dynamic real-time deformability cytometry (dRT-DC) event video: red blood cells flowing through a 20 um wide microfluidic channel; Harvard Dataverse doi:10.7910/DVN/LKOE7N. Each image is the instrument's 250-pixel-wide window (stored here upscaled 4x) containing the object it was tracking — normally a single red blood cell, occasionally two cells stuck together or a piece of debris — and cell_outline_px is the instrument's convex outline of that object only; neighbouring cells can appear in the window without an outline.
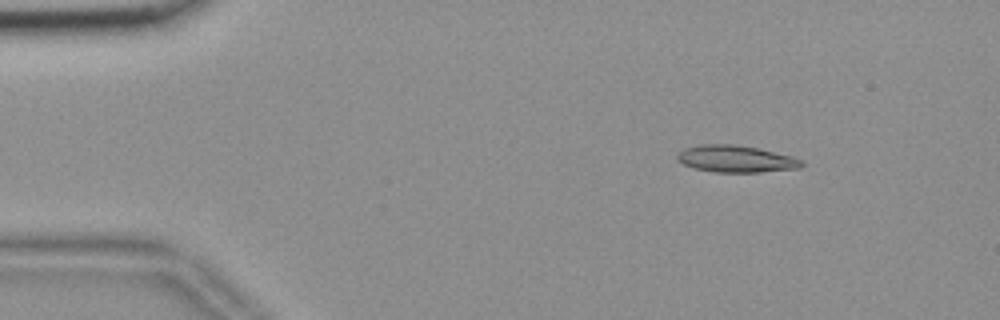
{"species": "common noctule bat (a hibernating species)", "species_latin": "Nyctalus noctula", "temperature_condition": "room temperature", "stored_images_in_passage": 53, "camera_frame_rate_fps": 3000, "um_per_image_px": 0.085, "animal": {"sex": "female", "body_mass_g": 18.4}, "frame": {"image": 1, "passage_image": 6, "time_ms": 1.667, "image_size_px": [1000, 320], "cell_outline_px": [[804, 164], [800, 168], [760, 172], [716, 172], [692, 168], [676, 160], [676, 156], [684, 148], [700, 144], [736, 144], [756, 148], [792, 156], [804, 160]], "centroid_in_image_um": [62.55, 13.5], "position_along_channel_um": 22.5, "area_um2": 19.59}}
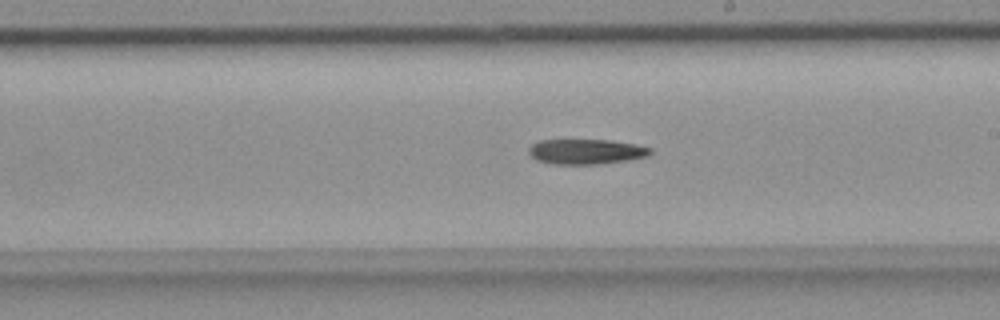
{"frame": {"image": 2, "passage_image": 30, "time_ms": 9.667, "image_size_px": [1000, 320], "cell_outline_px": [[652, 152], [648, 156], [624, 160], [596, 164], [552, 164], [536, 160], [528, 152], [528, 148], [532, 144], [540, 140], [612, 140], [636, 144], [652, 148]], "centroid_in_image_um": [49.8, 12.88], "position_along_channel_um": 239.2, "area_um2": 17.74}}
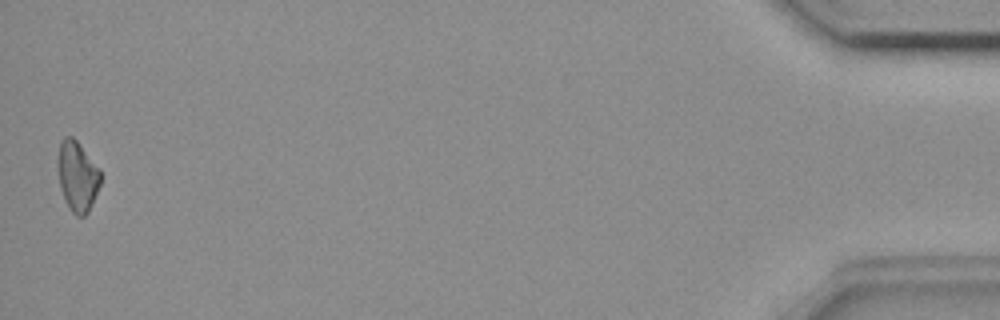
{"frame": {"image": 3, "passage_image": 53, "time_ms": 17.333, "image_size_px": [1000, 320], "cell_outline_px": [[100, 184], [88, 212], [84, 216], [76, 216], [72, 212], [64, 200], [60, 188], [56, 164], [56, 160], [60, 140], [64, 136], [72, 136], [76, 140], [100, 168]], "centroid_in_image_um": [6.54, 14.95], "position_along_channel_um": 428.7, "area_um2": 17.74}}